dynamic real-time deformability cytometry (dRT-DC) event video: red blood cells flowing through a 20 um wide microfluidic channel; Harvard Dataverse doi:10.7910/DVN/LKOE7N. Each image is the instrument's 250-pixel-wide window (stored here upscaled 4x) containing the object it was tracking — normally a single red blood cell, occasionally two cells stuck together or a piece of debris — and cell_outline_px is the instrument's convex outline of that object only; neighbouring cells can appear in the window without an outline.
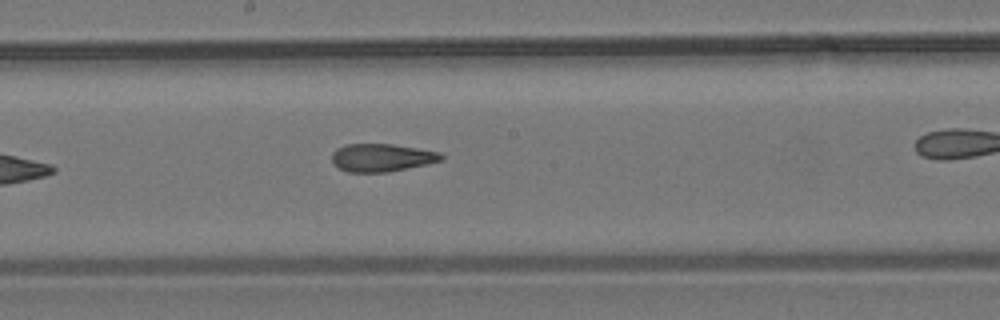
{"species": "common noctule bat (a hibernating species)", "species_latin": "Nyctalus noctula", "temperature_condition": "room temperature", "stored_images_in_passage": 9, "segment_of_instrument_passage": [1, 2], "camera_frame_rate_fps": 3000, "um_per_image_px": 0.085, "animal": {"sex": "male", "body_mass_g": 19.2, "forearm_length_mm": 51.8}, "frame": {"image": 1, "passage_image": 8, "time_ms": 9.333, "image_size_px": [1000, 320], "cell_outline_px": [[444, 156], [440, 160], [428, 164], [388, 172], [348, 172], [340, 168], [332, 160], [332, 152], [336, 148], [344, 144], [392, 144], [440, 152]], "centroid_in_image_um": [32.43, 13.39], "position_along_channel_um": 215.8, "area_um2": 17.69}}